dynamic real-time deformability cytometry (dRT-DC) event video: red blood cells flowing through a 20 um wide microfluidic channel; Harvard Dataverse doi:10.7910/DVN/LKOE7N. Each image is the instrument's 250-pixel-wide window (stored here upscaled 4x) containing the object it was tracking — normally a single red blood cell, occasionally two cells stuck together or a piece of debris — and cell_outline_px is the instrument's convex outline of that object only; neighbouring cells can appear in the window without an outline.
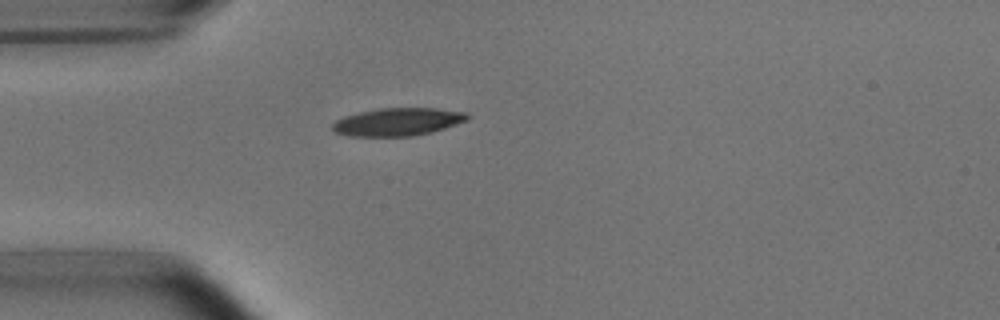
{"species": "common noctule bat (a hibernating species)", "species_latin": "Nyctalus noctula", "temperature_condition": "room temperature", "stored_images_in_passage": 1, "camera_frame_rate_fps": 3000, "um_per_image_px": 0.085, "animal": {"sex": "male", "body_mass_g": 15.6}, "frame": {"image": 1, "passage_image": 1, "time_ms": 0.0, "image_size_px": [1000, 320], "cell_outline_px": [[468, 120], [432, 132], [412, 136], [348, 136], [336, 132], [332, 128], [332, 124], [336, 120], [344, 116], [360, 112], [380, 108], [436, 108], [468, 112]], "centroid_in_image_um": [33.82, 10.35], "position_along_channel_um": 51.2, "area_um2": 21.85}}